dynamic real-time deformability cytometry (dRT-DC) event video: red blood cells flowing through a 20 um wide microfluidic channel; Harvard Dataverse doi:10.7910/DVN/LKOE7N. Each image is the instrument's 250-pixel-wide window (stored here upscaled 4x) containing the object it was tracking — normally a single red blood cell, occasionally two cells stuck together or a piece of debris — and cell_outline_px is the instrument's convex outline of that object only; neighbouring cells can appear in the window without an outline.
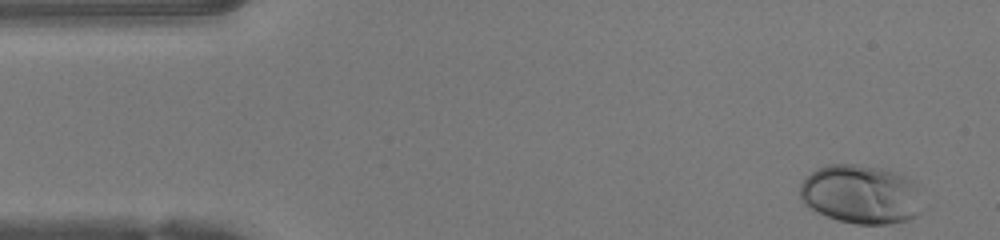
{"species": "human", "species_latin": "Homo sapiens", "temperature_condition": "warm", "stored_images_in_passage": 46, "camera_frame_rate_fps": 3000, "um_per_image_px": 0.085, "donor": {"sex": "female"}, "frame": {"image": 1, "passage_image": 1, "time_ms": 0.0, "image_size_px": [1000, 240], "cell_outline_px": [[920, 212], [916, 216], [908, 220], [888, 224], [856, 224], [836, 220], [808, 208], [800, 200], [800, 184], [812, 172], [828, 164], [852, 164], [880, 168], [904, 176], [912, 180], [916, 184]], "centroid_in_image_um": [73.13, 16.54], "position_along_channel_um": 11.9, "area_um2": 41.85}}
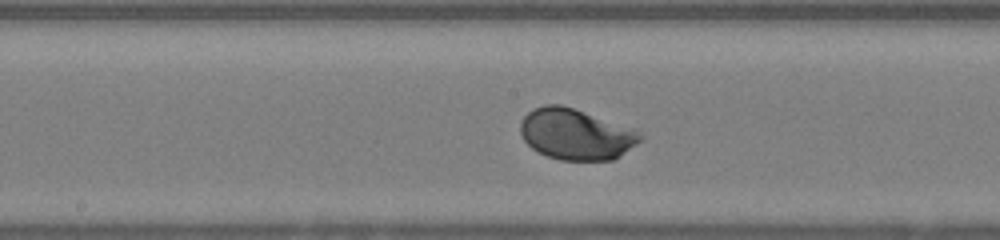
{"frame": {"image": 2, "passage_image": 22, "time_ms": 7.0, "image_size_px": [1000, 240], "cell_outline_px": [[644, 136], [636, 144], [612, 160], [560, 160], [548, 156], [532, 148], [524, 140], [520, 132], [520, 124], [524, 116], [532, 108], [544, 104], [560, 104], [572, 108], [636, 132]], "centroid_in_image_um": [48.85, 11.42], "position_along_channel_um": 199.4, "area_um2": 34.51}}
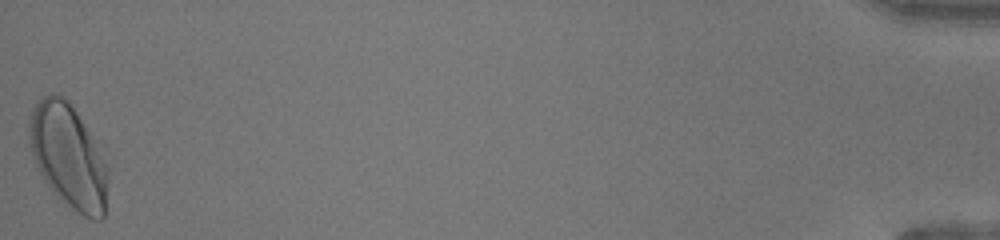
{"frame": {"image": 3, "passage_image": 46, "time_ms": 15.0, "image_size_px": [1000, 240], "cell_outline_px": [[108, 172], [104, 216], [100, 220], [92, 220], [84, 216], [72, 208], [48, 188], [36, 164], [32, 152], [28, 136], [28, 124], [32, 108], [36, 100], [52, 92], [56, 92], [64, 96], [72, 104], [104, 144], [108, 168]], "centroid_in_image_um": [5.87, 13.18], "position_along_channel_um": 429.3, "area_um2": 49.42}, "authors_computed_cell_mechanics": {"area_um2": 35.3158, "velocity_mm_per_s": 4.2184, "shape_relaxation_time_tau1_ms": 1.8527, "shape_relaxation_time_tau2_ms": null, "deformation_change_tau1": 0.1216, "deformation_change_tau2": null}}